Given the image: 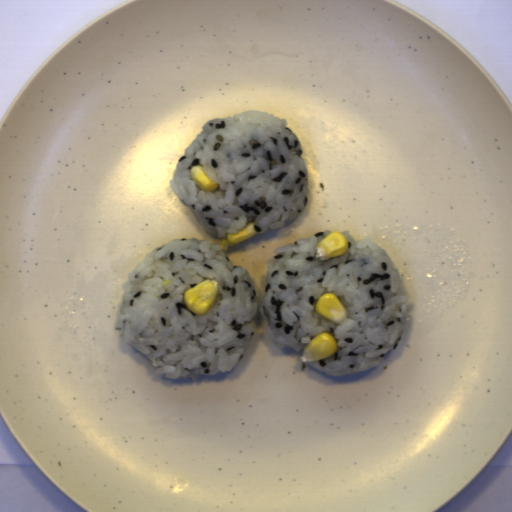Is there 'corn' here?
I'll use <instances>...</instances> for the list:
<instances>
[{
	"label": "corn",
	"instance_id": "obj_2",
	"mask_svg": "<svg viewBox=\"0 0 512 512\" xmlns=\"http://www.w3.org/2000/svg\"><path fill=\"white\" fill-rule=\"evenodd\" d=\"M338 344L332 333L323 331L315 336L301 354L304 362H313L326 358L337 352Z\"/></svg>",
	"mask_w": 512,
	"mask_h": 512
},
{
	"label": "corn",
	"instance_id": "obj_4",
	"mask_svg": "<svg viewBox=\"0 0 512 512\" xmlns=\"http://www.w3.org/2000/svg\"><path fill=\"white\" fill-rule=\"evenodd\" d=\"M349 241L345 234L339 231L331 232L319 241L315 247V258L328 260L347 253Z\"/></svg>",
	"mask_w": 512,
	"mask_h": 512
},
{
	"label": "corn",
	"instance_id": "obj_6",
	"mask_svg": "<svg viewBox=\"0 0 512 512\" xmlns=\"http://www.w3.org/2000/svg\"><path fill=\"white\" fill-rule=\"evenodd\" d=\"M189 175L194 183L203 192H212L219 188V184L216 181H212L206 174L201 164L193 165L189 169Z\"/></svg>",
	"mask_w": 512,
	"mask_h": 512
},
{
	"label": "corn",
	"instance_id": "obj_5",
	"mask_svg": "<svg viewBox=\"0 0 512 512\" xmlns=\"http://www.w3.org/2000/svg\"><path fill=\"white\" fill-rule=\"evenodd\" d=\"M255 223L254 221H249L245 224L244 227L239 229L236 233H227L226 238H222L220 243V248L222 251H226L229 246L240 244L245 240L251 238L256 235V231L254 229Z\"/></svg>",
	"mask_w": 512,
	"mask_h": 512
},
{
	"label": "corn",
	"instance_id": "obj_3",
	"mask_svg": "<svg viewBox=\"0 0 512 512\" xmlns=\"http://www.w3.org/2000/svg\"><path fill=\"white\" fill-rule=\"evenodd\" d=\"M315 311L324 319L342 324L348 318L345 304L333 293H325L315 302Z\"/></svg>",
	"mask_w": 512,
	"mask_h": 512
},
{
	"label": "corn",
	"instance_id": "obj_1",
	"mask_svg": "<svg viewBox=\"0 0 512 512\" xmlns=\"http://www.w3.org/2000/svg\"><path fill=\"white\" fill-rule=\"evenodd\" d=\"M218 292V280L206 278L184 292L183 302L190 312L204 315L214 306Z\"/></svg>",
	"mask_w": 512,
	"mask_h": 512
}]
</instances>
